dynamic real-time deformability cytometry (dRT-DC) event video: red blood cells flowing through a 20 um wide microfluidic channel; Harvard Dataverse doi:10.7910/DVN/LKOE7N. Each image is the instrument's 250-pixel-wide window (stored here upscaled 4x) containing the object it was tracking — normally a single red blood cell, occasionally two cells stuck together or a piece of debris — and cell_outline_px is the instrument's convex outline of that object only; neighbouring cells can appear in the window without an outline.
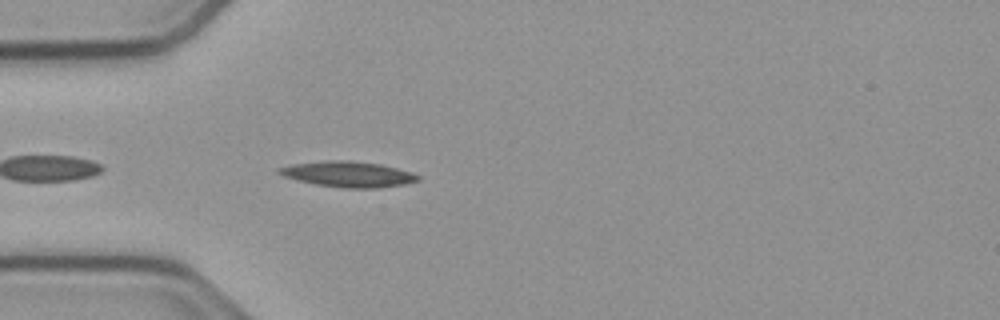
{"species": "common noctule bat (a hibernating species)", "species_latin": "Nyctalus noctula", "temperature_condition": "cold", "stored_images_in_passage": 41, "camera_frame_rate_fps": 3000, "um_per_image_px": 0.085, "animal": {"sex": "male", "body_mass_g": 23.1, "forearm_length_mm": 52.7}, "frame": {"image": 1, "passage_image": 3, "time_ms": 0.667, "image_size_px": [1000, 320], "cell_outline_px": [[420, 180], [408, 184], [380, 188], [344, 188], [316, 184], [296, 180], [284, 176], [276, 172], [276, 168], [292, 164], [324, 160], [352, 160], [380, 164], [412, 172], [420, 176]], "centroid_in_image_um": [29.6, 14.8], "position_along_channel_um": 55.4, "area_um2": 21.04}}
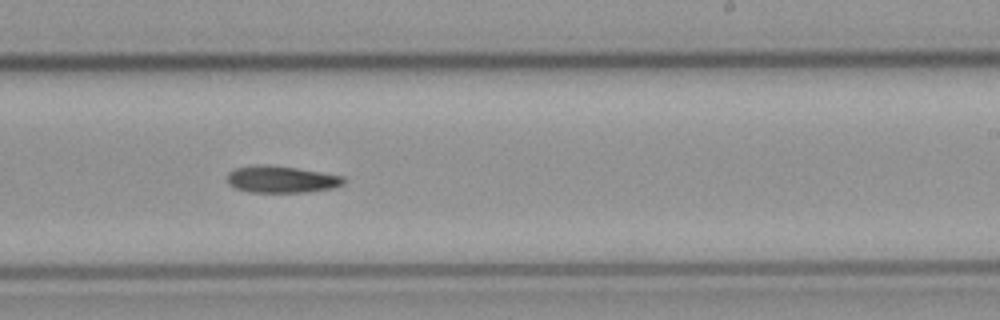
{"frame": {"image": 2, "passage_image": 20, "time_ms": 6.333, "image_size_px": [1000, 320], "cell_outline_px": [[344, 184], [332, 188], [308, 192], [248, 192], [236, 188], [228, 184], [228, 172], [236, 168], [264, 164], [296, 168], [344, 176]], "centroid_in_image_um": [23.92, 15.25], "position_along_channel_um": 265.1, "area_um2": 18.09}}
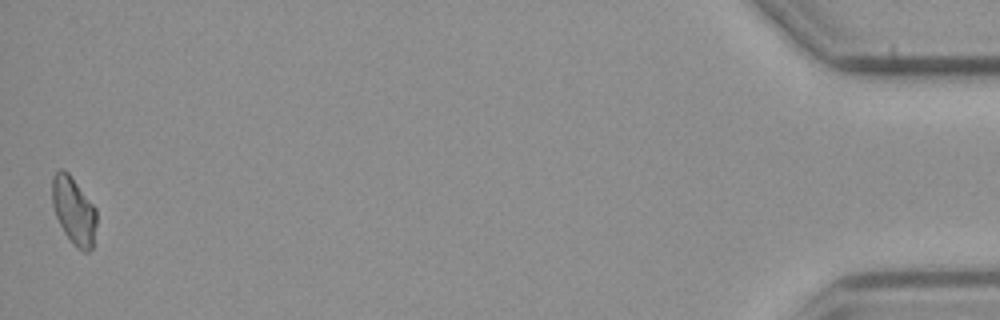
{"frame": {"image": 3, "passage_image": 41, "time_ms": 13.333, "image_size_px": [1000, 320], "cell_outline_px": [[96, 224], [92, 248], [88, 252], [84, 252], [76, 248], [72, 244], [64, 232], [56, 216], [52, 204], [52, 176], [60, 168], [64, 168], [68, 172], [96, 208]], "centroid_in_image_um": [6.26, 17.91], "position_along_channel_um": 428.9, "area_um2": 17.51}}